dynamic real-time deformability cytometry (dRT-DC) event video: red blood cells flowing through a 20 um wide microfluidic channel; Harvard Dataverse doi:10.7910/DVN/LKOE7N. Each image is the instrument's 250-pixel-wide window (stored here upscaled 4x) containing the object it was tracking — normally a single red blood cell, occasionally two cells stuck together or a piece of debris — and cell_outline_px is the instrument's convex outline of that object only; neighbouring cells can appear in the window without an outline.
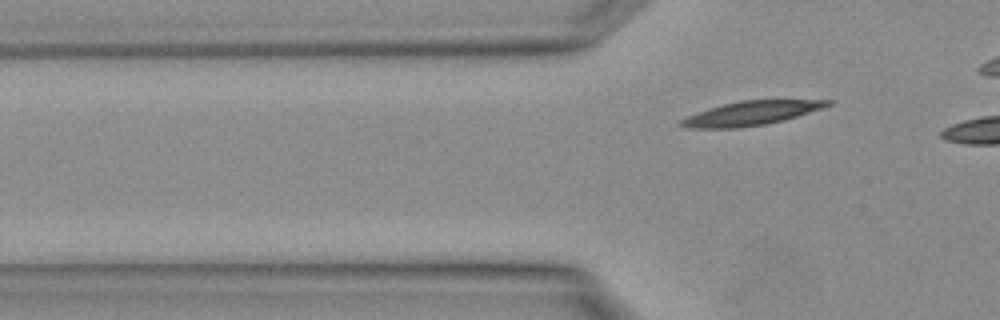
{"species": "Egyptian fruit bat (a non-hibernating species)", "species_latin": "Rousettus aegyptiacus", "temperature_condition": "warm", "stored_images_in_passage": 3, "camera_frame_rate_fps": 3000, "um_per_image_px": 0.085, "animal": {"sex": "female"}, "frame": {"image": 1, "passage_image": 2, "time_ms": 0.333, "image_size_px": [1000, 320], "cell_outline_px": [[832, 104], [784, 120], [764, 124], [736, 128], [684, 128], [676, 124], [680, 120], [696, 112], [724, 104], [740, 100], [832, 100]], "centroid_in_image_um": [63.76, 9.63], "position_along_channel_um": 62.0, "area_um2": 20.29}}